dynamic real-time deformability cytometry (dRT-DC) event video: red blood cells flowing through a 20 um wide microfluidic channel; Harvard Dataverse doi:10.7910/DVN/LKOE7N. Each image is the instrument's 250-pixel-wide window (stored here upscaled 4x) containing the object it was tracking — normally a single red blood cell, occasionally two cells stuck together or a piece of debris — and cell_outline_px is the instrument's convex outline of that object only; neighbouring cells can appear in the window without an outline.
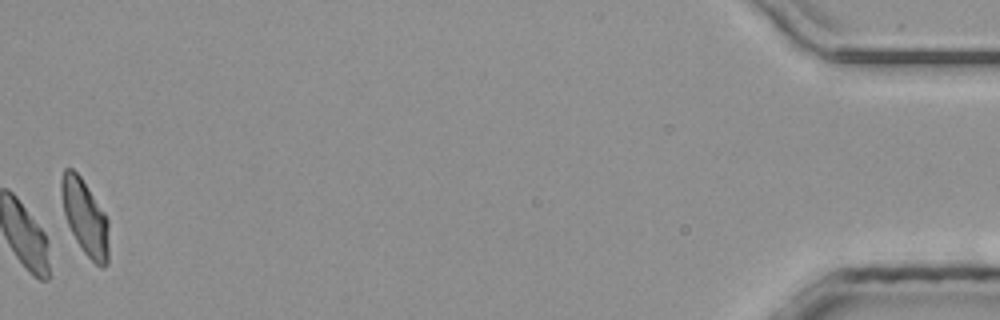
{"species": "common noctule bat (a hibernating species)", "species_latin": "Nyctalus noctula", "temperature_condition": "room temperature", "stored_images_in_passage": 43, "camera_frame_rate_fps": 3000, "um_per_image_px": 0.085, "animal": {"sex": "male", "body_mass_g": 20.4}, "frame": {"image": 1, "passage_image": 43, "time_ms": 14.0, "image_size_px": [1000, 320], "cell_outline_px": [[108, 264], [104, 268], [100, 268], [84, 252], [76, 240], [68, 224], [64, 212], [60, 192], [60, 180], [64, 168], [72, 168], [80, 176], [104, 212], [108, 220]], "centroid_in_image_um": [7.22, 18.47], "position_along_channel_um": 428.0, "area_um2": 20.69}}